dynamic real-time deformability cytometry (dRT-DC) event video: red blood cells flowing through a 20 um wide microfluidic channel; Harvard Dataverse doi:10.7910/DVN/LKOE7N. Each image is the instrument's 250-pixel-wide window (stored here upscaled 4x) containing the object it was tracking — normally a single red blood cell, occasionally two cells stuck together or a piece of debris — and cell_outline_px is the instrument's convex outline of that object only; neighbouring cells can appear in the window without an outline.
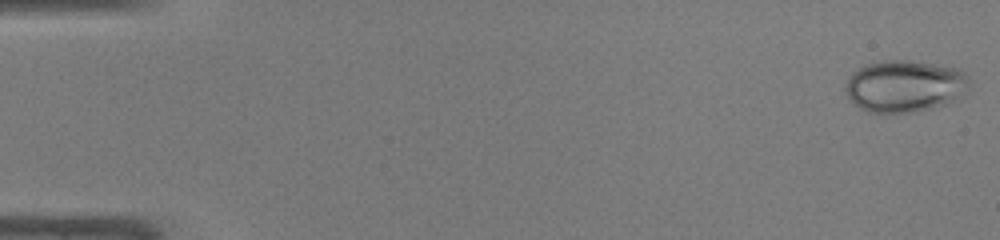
{"species": "common noctule bat (a hibernating species)", "species_latin": "Nyctalus noctula", "temperature_condition": "warm", "stored_images_in_passage": 47, "camera_frame_rate_fps": 3000, "um_per_image_px": 0.085, "animal": {"sex": "male", "body_mass_g": 19.0, "forearm_length_mm": 50.8}, "frame": {"image": 1, "passage_image": 1, "time_ms": 0.0, "image_size_px": [1000, 240], "cell_outline_px": [[972, 84], [956, 100], [932, 108], [912, 112], [868, 112], [860, 108], [848, 96], [844, 88], [848, 76], [852, 72], [868, 64], [884, 60], [908, 60], [956, 68], [964, 72], [972, 80]], "centroid_in_image_um": [76.92, 7.31], "position_along_channel_um": 8.1, "area_um2": 37.45}}
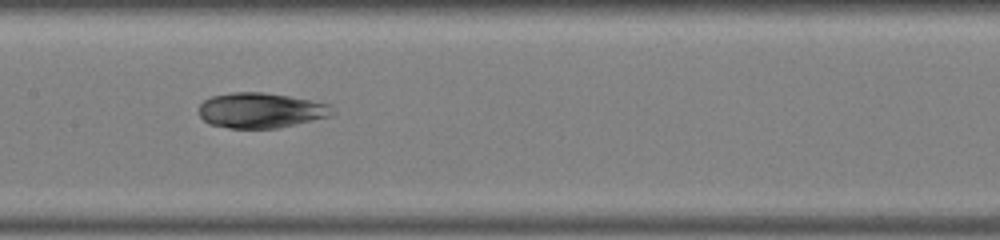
{"frame": {"image": 2, "passage_image": 24, "time_ms": 7.667, "image_size_px": [1000, 240], "cell_outline_px": [[336, 112], [328, 116], [312, 120], [276, 128], [228, 128], [208, 124], [200, 116], [200, 104], [204, 100], [212, 96], [232, 92], [264, 92], [288, 96], [332, 104], [336, 108]], "centroid_in_image_um": [22.18, 9.37], "position_along_channel_um": 185.2, "area_um2": 27.4}}
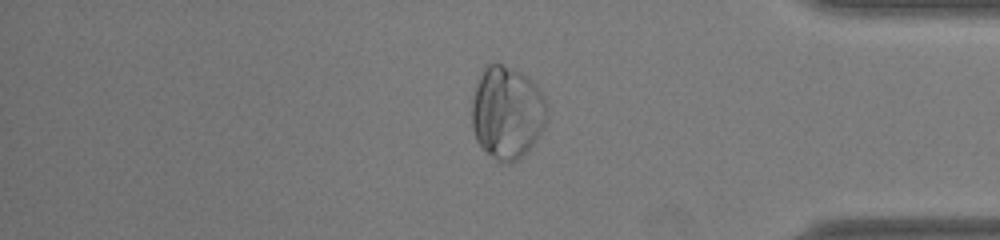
{"frame": {"image": 3, "passage_image": 40, "time_ms": 13.0, "image_size_px": [1000, 240], "cell_outline_px": [[548, 116], [536, 140], [528, 152], [516, 160], [508, 164], [504, 164], [496, 160], [476, 140], [472, 128], [472, 100], [480, 76], [484, 68], [488, 64], [500, 64], [520, 72], [528, 76], [536, 84], [544, 96], [548, 108]], "centroid_in_image_um": [43.12, 9.58], "position_along_channel_um": 392.1, "area_um2": 40.58}}